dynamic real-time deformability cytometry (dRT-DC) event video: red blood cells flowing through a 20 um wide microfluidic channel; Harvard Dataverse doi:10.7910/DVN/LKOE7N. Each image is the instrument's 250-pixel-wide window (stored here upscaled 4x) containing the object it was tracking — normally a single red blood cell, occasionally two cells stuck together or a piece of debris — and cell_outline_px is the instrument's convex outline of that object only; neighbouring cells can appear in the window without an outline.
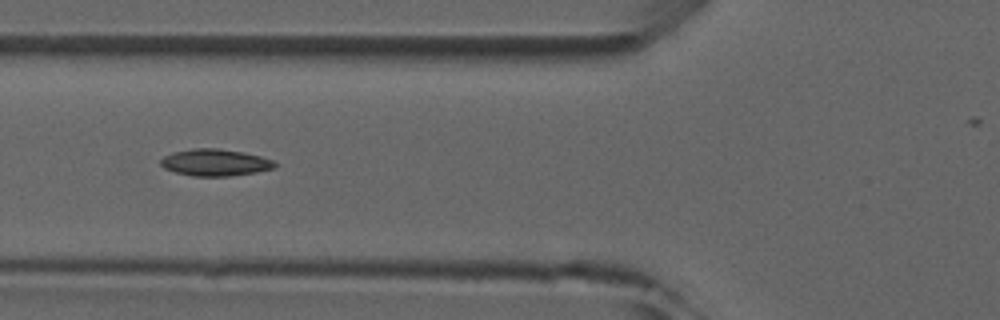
{"species": "common noctule bat (a hibernating species)", "species_latin": "Nyctalus noctula", "temperature_condition": "room temperature", "stored_images_in_passage": 6, "camera_frame_rate_fps": 3000, "um_per_image_px": 0.085, "animal": {"sex": "male", "forearm_length_mm": 52.5}, "frame": {"image": 1, "passage_image": 6, "time_ms": 5.667, "image_size_px": [1000, 320], "cell_outline_px": [[280, 164], [276, 168], [256, 172], [228, 176], [192, 176], [176, 172], [164, 168], [160, 164], [160, 160], [164, 156], [172, 152], [192, 148], [220, 148], [244, 152], [260, 156], [272, 160]], "centroid_in_image_um": [18.31, 13.8], "position_along_channel_um": 107.5, "area_um2": 18.03}}